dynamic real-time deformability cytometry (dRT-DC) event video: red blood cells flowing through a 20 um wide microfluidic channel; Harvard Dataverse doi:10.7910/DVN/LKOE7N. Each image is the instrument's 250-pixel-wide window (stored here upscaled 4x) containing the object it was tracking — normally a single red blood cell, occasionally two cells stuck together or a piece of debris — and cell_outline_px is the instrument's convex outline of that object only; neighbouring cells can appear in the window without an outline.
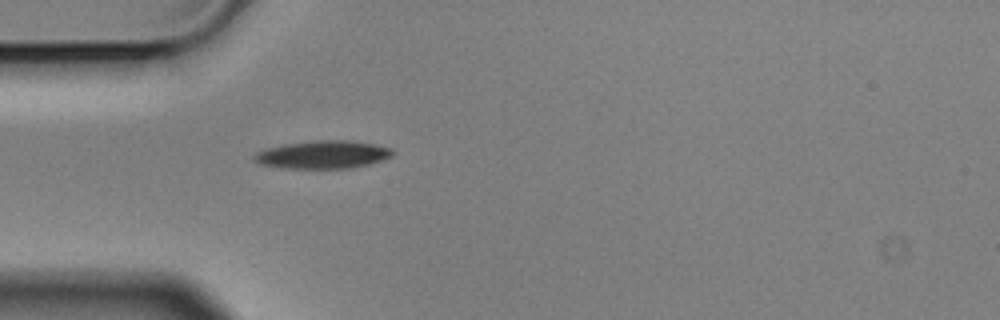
{"species": "Egyptian fruit bat (a non-hibernating species)", "species_latin": "Rousettus aegyptiacus", "temperature_condition": "cold", "stored_images_in_passage": 1, "camera_frame_rate_fps": 3000, "um_per_image_px": 0.085, "animal": {"sex": "male"}, "frame": {"image": 1, "passage_image": 1, "time_ms": 0.0, "image_size_px": [1000, 320], "cell_outline_px": [[396, 152], [392, 156], [368, 164], [352, 168], [280, 168], [260, 164], [252, 160], [252, 156], [256, 152], [264, 148], [284, 144], [316, 140], [352, 140], [392, 148]], "centroid_in_image_um": [27.4, 13.14], "position_along_channel_um": 57.6, "area_um2": 22.72}}